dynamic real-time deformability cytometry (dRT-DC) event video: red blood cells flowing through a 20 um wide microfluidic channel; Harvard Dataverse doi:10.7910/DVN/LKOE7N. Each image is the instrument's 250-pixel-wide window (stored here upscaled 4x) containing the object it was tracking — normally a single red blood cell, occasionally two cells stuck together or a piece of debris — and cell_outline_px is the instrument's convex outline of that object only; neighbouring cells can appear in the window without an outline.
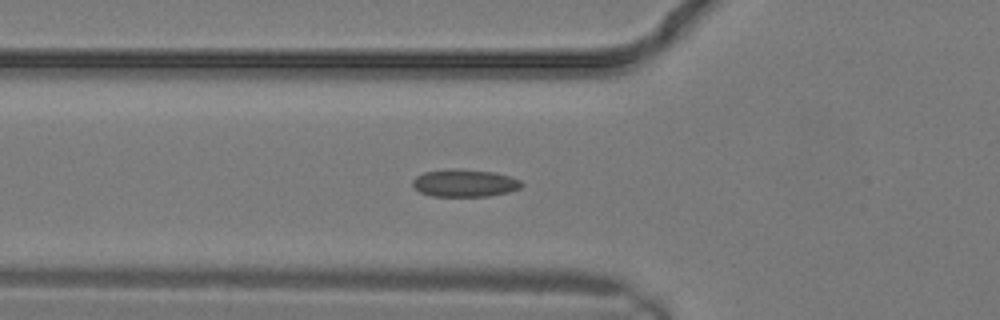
{"species": "common noctule bat (a hibernating species)", "species_latin": "Nyctalus noctula", "temperature_condition": "warm", "stored_images_in_passage": 5, "camera_frame_rate_fps": 3000, "um_per_image_px": 0.085, "animal": {"sex": "male", "body_mass_g": 19.2, "forearm_length_mm": 51.8}, "frame": {"image": 1, "passage_image": 3, "time_ms": 0.667, "image_size_px": [1000, 320], "cell_outline_px": [[524, 184], [520, 188], [508, 192], [488, 196], [432, 196], [420, 192], [412, 184], [412, 180], [416, 176], [424, 172], [452, 168], [460, 168], [496, 172], [520, 180]], "centroid_in_image_um": [39.49, 15.55], "position_along_channel_um": 86.3, "area_um2": 17.57}}
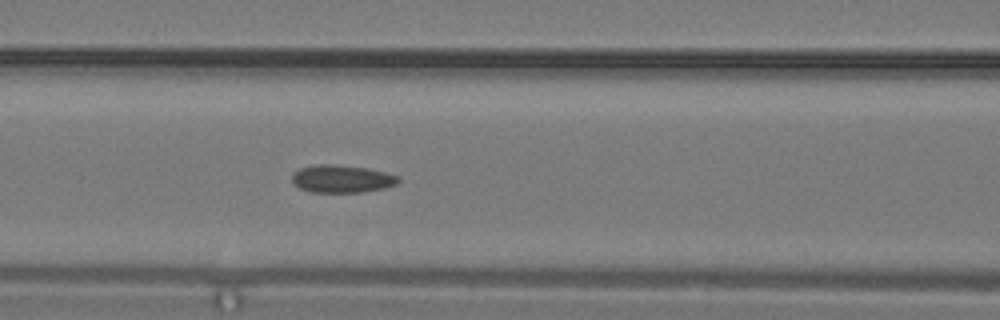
{"frame": {"image": 2, "passage_image": 5, "time_ms": 1.333, "image_size_px": [1000, 320], "cell_outline_px": [[400, 180], [396, 184], [384, 188], [360, 192], [312, 192], [300, 188], [292, 180], [292, 172], [300, 168], [316, 164], [332, 164], [368, 168], [400, 176]], "centroid_in_image_um": [29.05, 15.19], "position_along_channel_um": 137.5, "area_um2": 17.11}}